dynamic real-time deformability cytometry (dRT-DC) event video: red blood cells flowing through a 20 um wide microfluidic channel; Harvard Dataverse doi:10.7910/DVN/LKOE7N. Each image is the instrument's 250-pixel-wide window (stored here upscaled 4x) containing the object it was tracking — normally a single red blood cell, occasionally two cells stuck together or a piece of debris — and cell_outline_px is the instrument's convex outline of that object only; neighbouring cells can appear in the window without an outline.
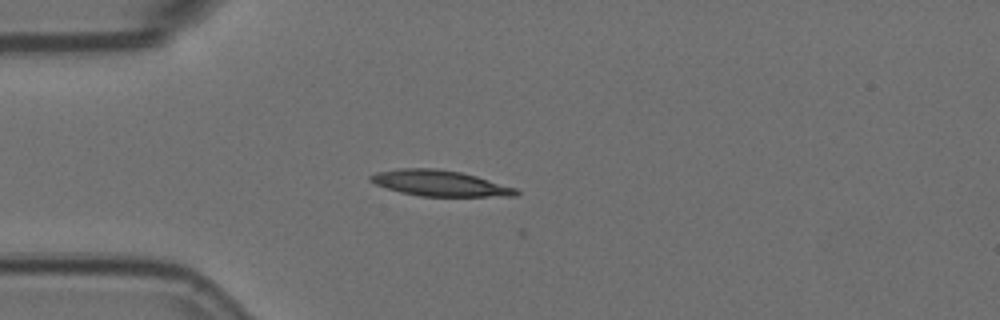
{"species": "Egyptian fruit bat (a non-hibernating species)", "species_latin": "Rousettus aegyptiacus", "temperature_condition": "room temperature", "stored_images_in_passage": 3, "camera_frame_rate_fps": 3000, "um_per_image_px": 0.085, "animal": {"sex": "female"}, "frame": {"image": 1, "passage_image": 2, "time_ms": 0.333, "image_size_px": [1000, 320], "cell_outline_px": [[520, 192], [516, 196], [420, 196], [400, 192], [376, 184], [368, 180], [368, 176], [376, 172], [400, 168], [440, 168], [460, 172], [476, 176], [516, 188]], "centroid_in_image_um": [37.36, 15.57], "position_along_channel_um": 47.6, "area_um2": 21.85}}